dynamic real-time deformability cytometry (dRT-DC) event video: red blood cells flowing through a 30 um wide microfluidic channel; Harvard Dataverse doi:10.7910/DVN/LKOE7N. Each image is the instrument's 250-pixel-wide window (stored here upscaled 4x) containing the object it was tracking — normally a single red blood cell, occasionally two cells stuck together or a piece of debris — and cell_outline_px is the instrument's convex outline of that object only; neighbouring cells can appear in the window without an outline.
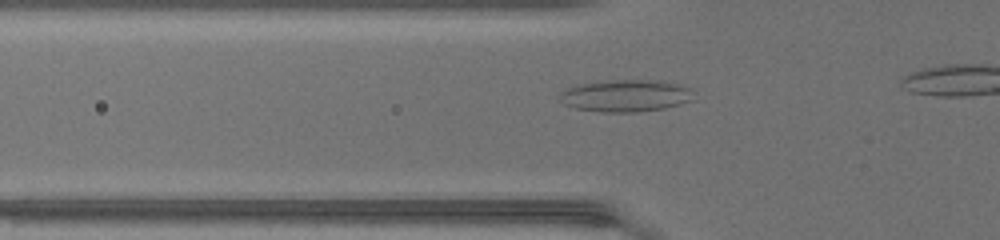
{"species": "common noctule bat (a hibernating species)", "species_latin": "Nyctalus noctula", "temperature_condition": "warm", "stored_images_in_passage": 17, "camera_frame_rate_fps": 3000, "um_per_image_px": 0.085, "animal": {"sex": "female", "body_mass_g": 17.0, "forearm_length_mm": 48.0}, "frame": {"image": 1, "passage_image": 6, "time_ms": 1.667, "image_size_px": [1000, 240], "cell_outline_px": [[696, 100], [664, 108], [640, 112], [604, 112], [576, 108], [564, 104], [556, 100], [560, 92], [576, 84], [608, 80], [660, 80], [692, 88]], "centroid_in_image_um": [53.19, 8.13], "position_along_channel_um": 72.6, "area_um2": 25.49}}
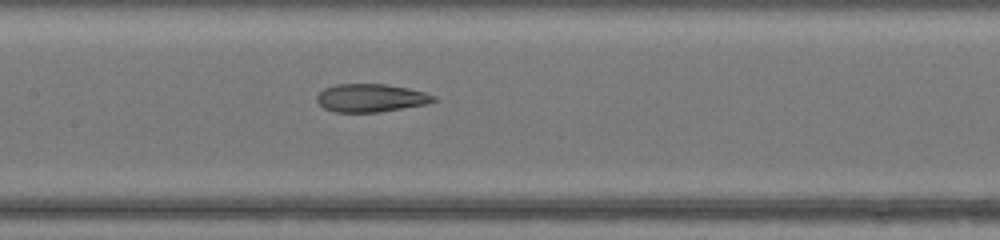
{"frame": {"image": 2, "passage_image": 13, "time_ms": 4.0, "image_size_px": [1000, 240], "cell_outline_px": [[436, 100], [424, 104], [376, 112], [336, 112], [324, 108], [316, 100], [316, 96], [324, 88], [336, 84], [384, 84], [408, 88], [424, 92], [436, 96]], "centroid_in_image_um": [31.48, 8.31], "position_along_channel_um": 175.9, "area_um2": 18.84}}
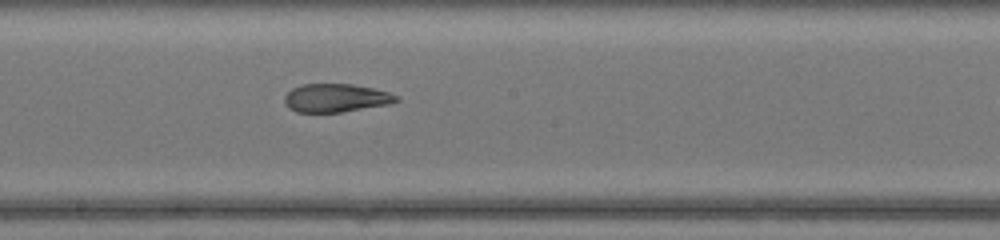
{"frame": {"image": 3, "passage_image": 16, "time_ms": 5.0, "image_size_px": [1000, 240], "cell_outline_px": [[400, 100], [388, 104], [340, 112], [296, 112], [288, 108], [284, 104], [284, 96], [292, 88], [304, 84], [352, 84], [372, 88], [388, 92], [400, 96]], "centroid_in_image_um": [28.53, 8.32], "position_along_channel_um": 219.7, "area_um2": 18.44}}